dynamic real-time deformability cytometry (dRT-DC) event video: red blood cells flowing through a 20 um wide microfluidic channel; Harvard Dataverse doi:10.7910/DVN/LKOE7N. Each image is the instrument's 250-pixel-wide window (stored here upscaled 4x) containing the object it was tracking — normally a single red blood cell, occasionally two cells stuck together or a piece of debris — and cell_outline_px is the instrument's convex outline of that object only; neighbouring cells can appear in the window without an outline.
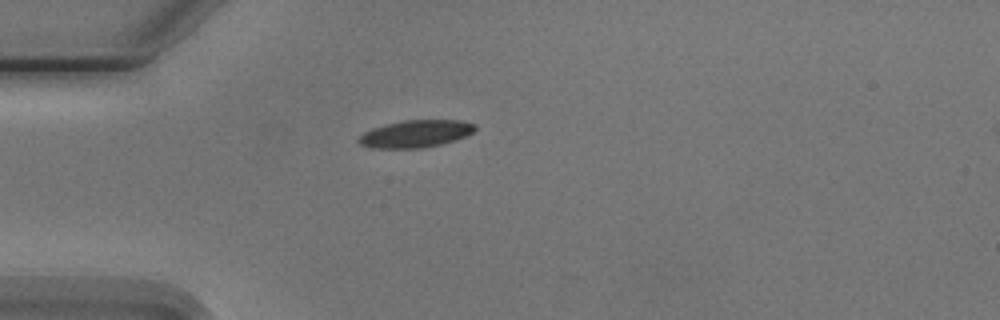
{"species": "Egyptian fruit bat (a non-hibernating species)", "species_latin": "Rousettus aegyptiacus", "temperature_condition": "cold", "stored_images_in_passage": 2, "camera_frame_rate_fps": 3000, "um_per_image_px": 0.085, "animal": {"sex": "male"}, "frame": {"image": 1, "passage_image": 1, "time_ms": 0.0, "image_size_px": [1000, 320], "cell_outline_px": [[476, 128], [472, 132], [464, 136], [440, 144], [424, 148], [372, 148], [360, 144], [356, 140], [364, 132], [372, 128], [404, 120], [460, 120], [476, 124]], "centroid_in_image_um": [35.3, 11.37], "position_along_channel_um": 49.7, "area_um2": 18.32}}